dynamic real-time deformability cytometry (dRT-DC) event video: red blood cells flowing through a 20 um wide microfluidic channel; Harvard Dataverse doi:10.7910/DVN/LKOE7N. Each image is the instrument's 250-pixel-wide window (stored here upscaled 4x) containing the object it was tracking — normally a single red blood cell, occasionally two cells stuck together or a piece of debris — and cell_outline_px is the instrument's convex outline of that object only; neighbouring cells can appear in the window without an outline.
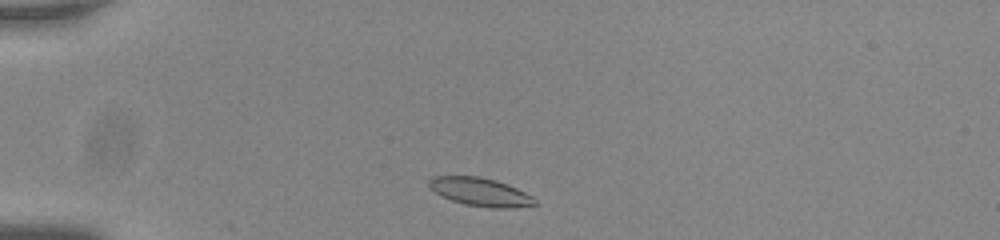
{"species": "common noctule bat (a hibernating species)", "species_latin": "Nyctalus noctula", "temperature_condition": "room temperature", "stored_images_in_passage": 13, "camera_frame_rate_fps": 3000, "um_per_image_px": 0.085, "animal": {"sex": "male", "body_mass_g": 20.0, "forearm_length_mm": 53.3}, "frame": {"image": 1, "passage_image": 2, "time_ms": 0.333, "image_size_px": [1000, 240], "cell_outline_px": [[536, 204], [512, 208], [492, 208], [468, 204], [452, 200], [436, 192], [428, 184], [428, 180], [432, 176], [480, 176], [496, 180], [508, 184], [532, 196], [536, 200]], "centroid_in_image_um": [40.85, 16.3], "position_along_channel_um": 44.2, "area_um2": 17.17}}
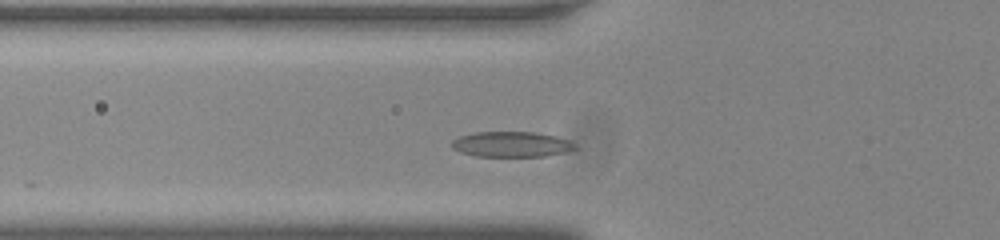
{"frame": {"image": 2, "passage_image": 8, "time_ms": 2.333, "image_size_px": [1000, 240], "cell_outline_px": [[576, 148], [568, 152], [544, 156], [476, 156], [460, 152], [452, 148], [452, 140], [460, 136], [476, 132], [536, 132], [556, 136], [568, 140], [576, 144]], "centroid_in_image_um": [43.49, 12.26], "position_along_channel_um": 82.3, "area_um2": 18.26}}
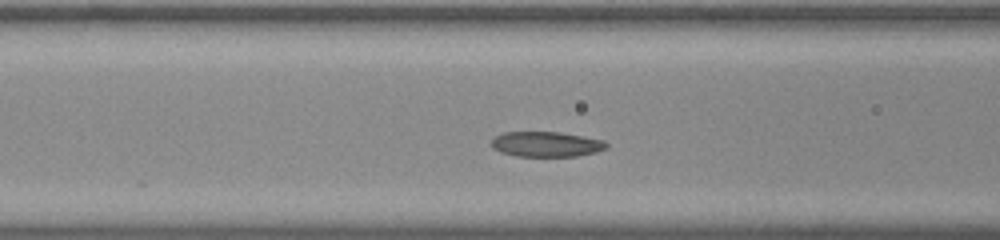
{"frame": {"image": 3, "passage_image": 11, "time_ms": 3.333, "image_size_px": [1000, 240], "cell_outline_px": [[608, 148], [596, 152], [576, 156], [516, 156], [500, 152], [492, 148], [492, 140], [500, 132], [560, 132], [604, 140], [608, 144]], "centroid_in_image_um": [46.43, 12.25], "position_along_channel_um": 120.2, "area_um2": 16.94}}